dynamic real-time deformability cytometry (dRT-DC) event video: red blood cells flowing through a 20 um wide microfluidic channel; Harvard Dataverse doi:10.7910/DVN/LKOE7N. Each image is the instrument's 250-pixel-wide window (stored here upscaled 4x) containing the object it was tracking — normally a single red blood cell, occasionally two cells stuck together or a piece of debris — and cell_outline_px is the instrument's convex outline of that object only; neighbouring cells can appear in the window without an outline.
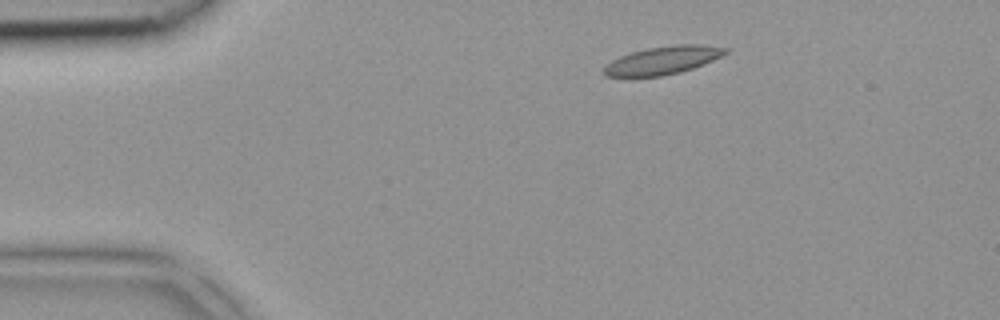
{"species": "common noctule bat (a hibernating species)", "species_latin": "Nyctalus noctula", "temperature_condition": "room temperature", "stored_images_in_passage": 2, "camera_frame_rate_fps": 3000, "um_per_image_px": 0.085, "animal": {"sex": "female", "body_mass_g": 18.4}, "frame": {"image": 1, "passage_image": 1, "time_ms": 0.0, "image_size_px": [1000, 320], "cell_outline_px": [[732, 48], [728, 52], [704, 64], [680, 72], [660, 76], [604, 76], [600, 72], [612, 60], [620, 56], [632, 52], [648, 48], [680, 44], [700, 44]], "centroid_in_image_um": [56.36, 5.12], "position_along_channel_um": 28.6, "area_um2": 19.71}}